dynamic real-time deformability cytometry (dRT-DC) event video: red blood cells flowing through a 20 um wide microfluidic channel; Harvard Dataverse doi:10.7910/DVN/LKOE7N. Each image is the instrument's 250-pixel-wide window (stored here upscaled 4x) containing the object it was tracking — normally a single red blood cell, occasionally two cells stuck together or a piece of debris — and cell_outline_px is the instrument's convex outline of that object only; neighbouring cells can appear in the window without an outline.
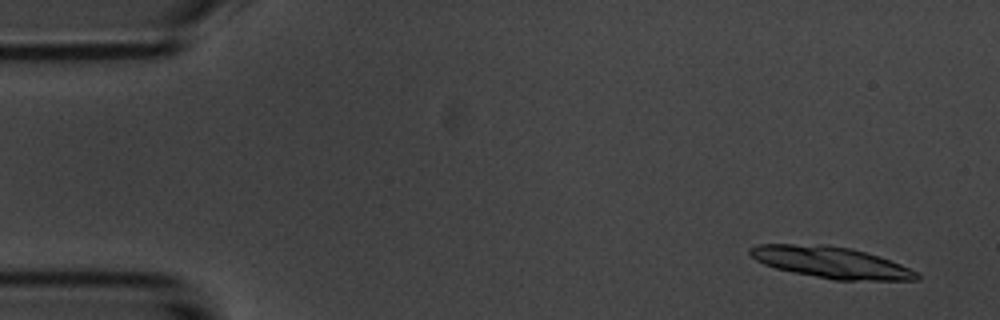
{"species": "common noctule bat (a hibernating species)", "species_latin": "Nyctalus noctula", "temperature_condition": "room temperature", "stored_images_in_passage": 54, "camera_frame_rate_fps": 3000, "um_per_image_px": 0.085, "animal": {"sex": "male", "body_mass_g": 20.1, "forearm_length_mm": 53.5}, "frame": {"image": 1, "passage_image": 3, "time_ms": 0.667, "image_size_px": [1000, 320], "cell_outline_px": [[920, 280], [836, 280], [792, 272], [776, 268], [764, 264], [756, 260], [748, 252], [748, 248], [760, 244], [824, 244], [852, 248], [880, 256], [900, 264], [916, 272], [920, 276]], "centroid_in_image_um": [70.63, 22.29], "position_along_channel_um": 14.4, "area_um2": 30.52}}
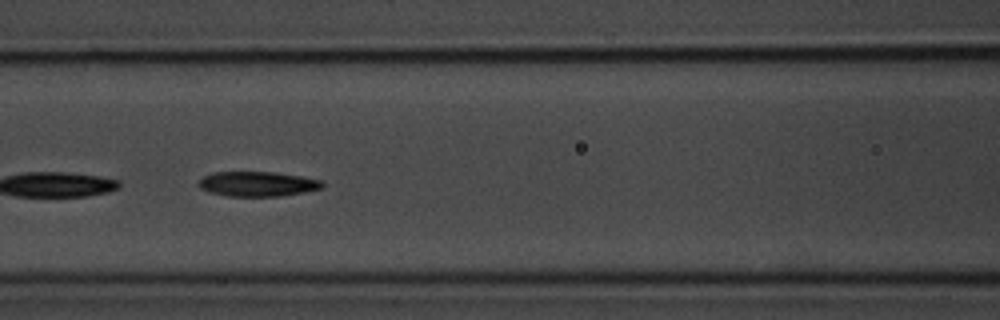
{"frame": {"image": 2, "passage_image": 23, "time_ms": 7.333, "image_size_px": [1000, 320], "cell_outline_px": [[324, 184], [320, 188], [304, 192], [280, 196], [228, 196], [208, 192], [200, 188], [196, 184], [204, 176], [212, 172], [276, 172], [324, 180]], "centroid_in_image_um": [21.87, 15.63], "position_along_channel_um": 144.7, "area_um2": 17.98}}
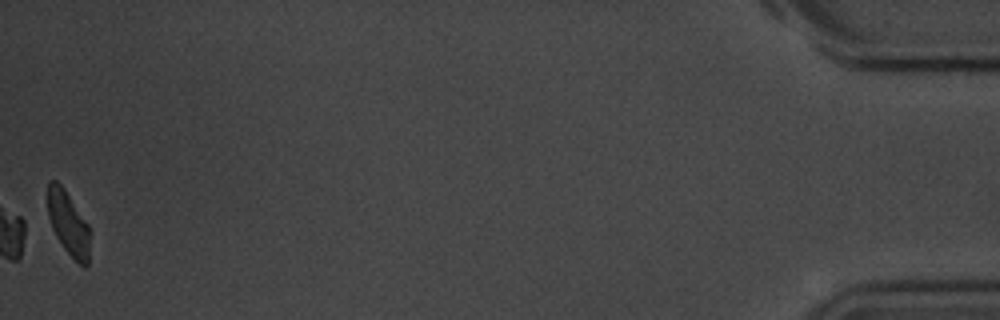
{"frame": {"image": 3, "passage_image": 54, "time_ms": 17.667, "image_size_px": [1000, 320], "cell_outline_px": [[88, 264], [84, 268], [64, 248], [56, 236], [52, 228], [48, 216], [48, 184], [52, 180], [56, 180], [64, 188], [88, 224]], "centroid_in_image_um": [5.78, 18.96], "position_along_channel_um": 429.4, "area_um2": 15.26}, "authors_computed_cell_mechanics": {"area_um2": 18.207, "velocity_mm_per_s": 3.6845, "shape_relaxation_time_tau1_ms": 1.0765, "shape_relaxation_time_tau2_ms": null, "deformation_change_tau1": 0.0934, "deformation_change_tau2": null}}